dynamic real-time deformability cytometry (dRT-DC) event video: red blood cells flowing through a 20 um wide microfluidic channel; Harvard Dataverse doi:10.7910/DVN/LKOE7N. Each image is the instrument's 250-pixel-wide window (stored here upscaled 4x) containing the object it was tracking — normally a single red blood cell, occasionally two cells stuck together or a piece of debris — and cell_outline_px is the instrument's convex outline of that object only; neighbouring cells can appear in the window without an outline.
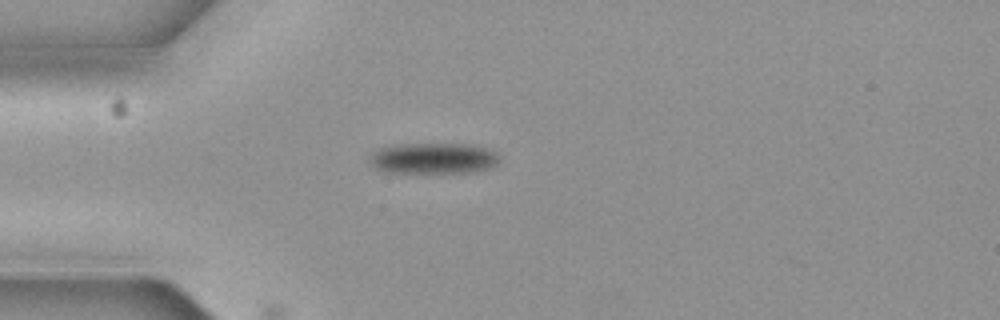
{"species": "common noctule bat (a hibernating species)", "species_latin": "Nyctalus noctula", "temperature_condition": "cold", "stored_images_in_passage": 2, "camera_frame_rate_fps": 3000, "um_per_image_px": 0.085, "animal": {"sex": "female", "body_mass_g": 19.3, "forearm_length_mm": 54.1}, "frame": {"image": 1, "passage_image": 2, "time_ms": 0.333, "image_size_px": [1000, 320], "cell_outline_px": [[500, 160], [496, 164], [488, 168], [472, 172], [380, 172], [368, 160], [368, 156], [384, 148], [408, 144], [464, 144], [484, 148], [496, 152], [500, 156]], "centroid_in_image_um": [36.86, 13.47], "position_along_channel_um": 48.1, "area_um2": 22.95}}